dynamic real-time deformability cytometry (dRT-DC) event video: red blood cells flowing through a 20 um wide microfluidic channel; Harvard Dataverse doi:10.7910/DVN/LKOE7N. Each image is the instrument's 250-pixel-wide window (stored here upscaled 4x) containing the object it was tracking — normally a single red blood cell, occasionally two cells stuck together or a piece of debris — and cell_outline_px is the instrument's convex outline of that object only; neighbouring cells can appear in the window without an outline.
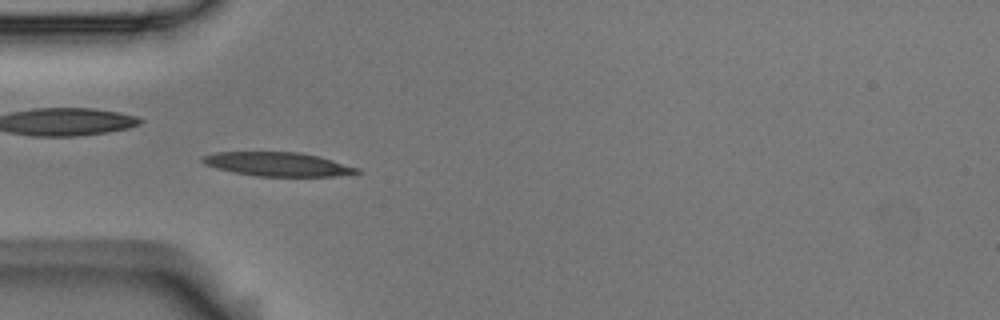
{"species": "Egyptian fruit bat (a non-hibernating species)", "species_latin": "Rousettus aegyptiacus", "temperature_condition": "room temperature", "stored_images_in_passage": 8, "camera_frame_rate_fps": 3000, "um_per_image_px": 0.085, "animal": {"sex": "male"}, "frame": {"image": 1, "passage_image": 5, "time_ms": 1.333, "image_size_px": [1000, 320], "cell_outline_px": [[364, 172], [336, 176], [256, 176], [232, 172], [216, 168], [204, 164], [200, 160], [200, 156], [216, 152], [300, 152], [320, 156], [360, 168]], "centroid_in_image_um": [23.62, 13.95], "position_along_channel_um": 61.4, "area_um2": 21.79}}
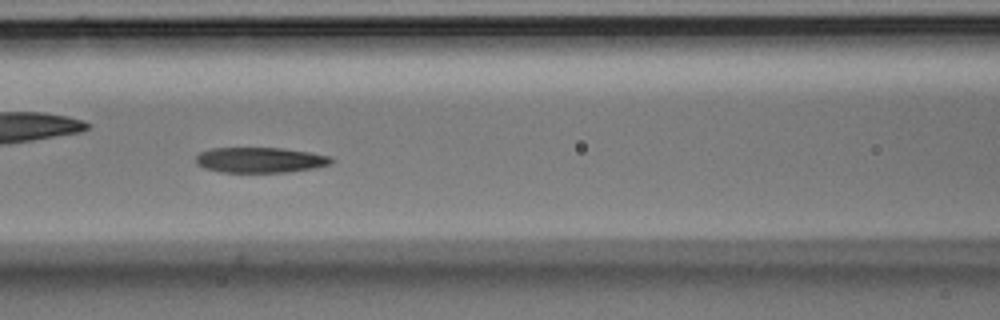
{"frame": {"image": 2, "passage_image": 7, "time_ms": 2.0, "image_size_px": [1000, 320], "cell_outline_px": [[336, 160], [332, 164], [316, 168], [288, 172], [220, 172], [204, 168], [196, 164], [196, 156], [200, 152], [212, 148], [284, 148], [332, 156]], "centroid_in_image_um": [22.16, 13.6], "position_along_channel_um": 144.4, "area_um2": 20.29}}
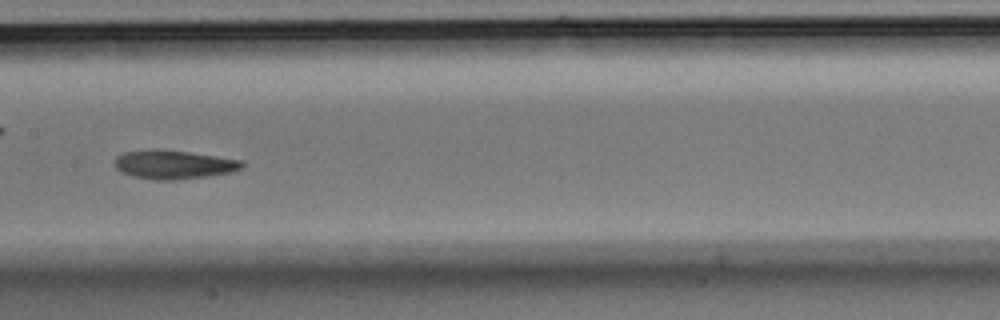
{"frame": {"image": 3, "passage_image": 8, "time_ms": 2.333, "image_size_px": [1000, 320], "cell_outline_px": [[244, 168], [232, 172], [208, 176], [176, 180], [156, 180], [132, 176], [120, 172], [116, 168], [116, 156], [124, 152], [152, 148], [160, 148], [244, 160]], "centroid_in_image_um": [14.78, 13.98], "position_along_channel_um": 192.6, "area_um2": 21.68}}